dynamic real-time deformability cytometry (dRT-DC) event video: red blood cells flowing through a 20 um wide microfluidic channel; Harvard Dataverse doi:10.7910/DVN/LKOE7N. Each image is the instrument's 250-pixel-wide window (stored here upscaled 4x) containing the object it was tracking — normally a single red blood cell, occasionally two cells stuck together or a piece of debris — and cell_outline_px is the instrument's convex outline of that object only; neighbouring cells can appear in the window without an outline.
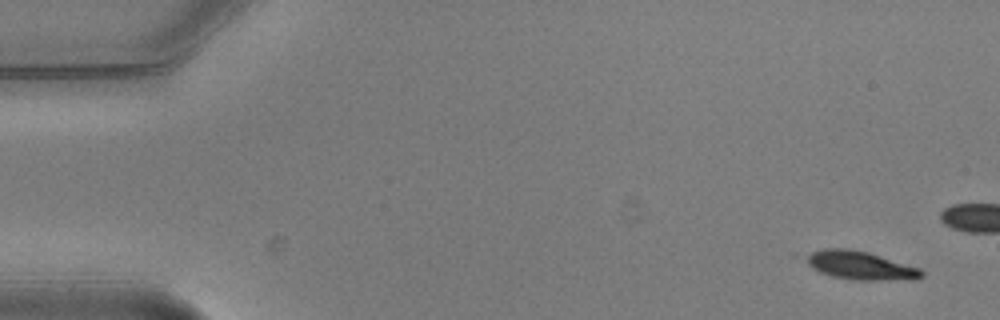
{"species": "common noctule bat (a hibernating species)", "species_latin": "Nyctalus noctula", "temperature_condition": "warm", "stored_images_in_passage": 10, "camera_frame_rate_fps": 3000, "um_per_image_px": 0.085, "animal": {"sex": "male", "body_mass_g": 20.5, "forearm_length_mm": 52.5}, "frame": {"image": 1, "passage_image": 1, "time_ms": 0.0, "image_size_px": [1000, 320], "cell_outline_px": [[924, 276], [916, 280], [856, 280], [832, 276], [820, 272], [812, 268], [808, 264], [804, 256], [812, 252], [824, 248], [848, 248], [868, 252], [920, 268], [924, 272]], "centroid_in_image_um": [73.16, 22.57], "position_along_channel_um": 11.8, "area_um2": 19.25}}